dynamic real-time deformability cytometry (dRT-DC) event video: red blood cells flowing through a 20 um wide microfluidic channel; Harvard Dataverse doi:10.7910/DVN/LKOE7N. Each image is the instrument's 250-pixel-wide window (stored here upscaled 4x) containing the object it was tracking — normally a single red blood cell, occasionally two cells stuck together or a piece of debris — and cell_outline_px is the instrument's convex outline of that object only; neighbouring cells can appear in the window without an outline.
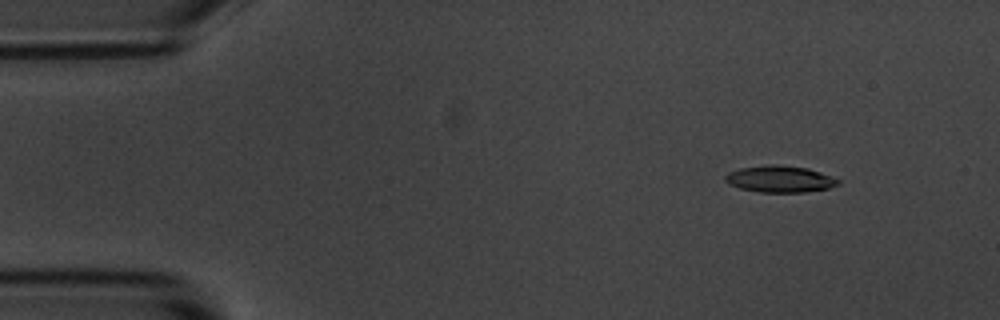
{"species": "common noctule bat (a hibernating species)", "species_latin": "Nyctalus noctula", "temperature_condition": "room temperature", "stored_images_in_passage": 7, "camera_frame_rate_fps": 3000, "um_per_image_px": 0.085, "animal": {"sex": "male", "body_mass_g": 20.1, "forearm_length_mm": 53.5}, "frame": {"image": 1, "passage_image": 2, "time_ms": 1.0, "image_size_px": [1000, 320], "cell_outline_px": [[840, 184], [828, 188], [804, 192], [760, 192], [740, 188], [728, 184], [724, 180], [724, 176], [728, 172], [740, 168], [768, 164], [776, 164], [808, 168], [820, 172], [840, 180]], "centroid_in_image_um": [66.26, 15.21], "position_along_channel_um": 18.7, "area_um2": 17.57}}
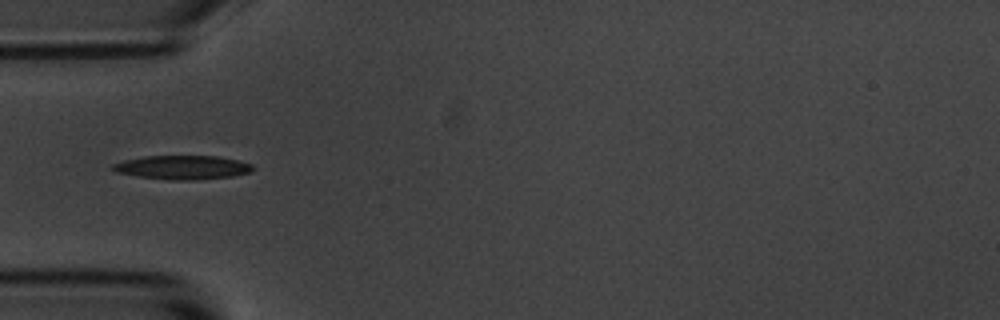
{"frame": {"image": 2, "passage_image": 5, "time_ms": 4.667, "image_size_px": [1000, 320], "cell_outline_px": [[252, 172], [232, 176], [196, 180], [168, 180], [140, 176], [116, 172], [112, 168], [112, 164], [124, 160], [144, 156], [216, 156], [240, 160], [252, 164]], "centroid_in_image_um": [15.54, 14.22], "position_along_channel_um": 69.5, "area_um2": 19.48}}
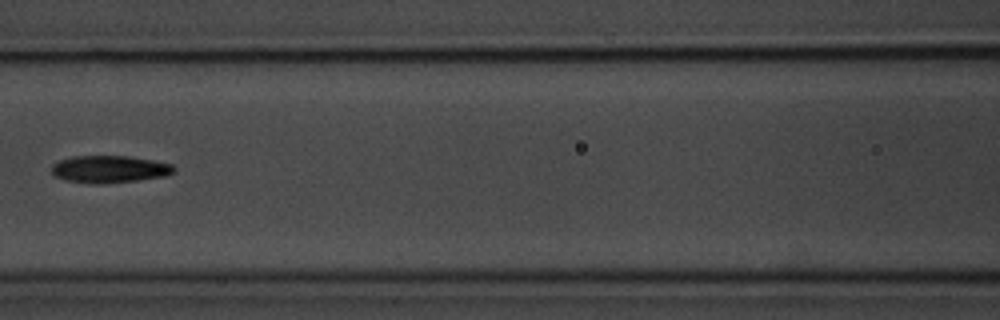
{"frame": {"image": 3, "passage_image": 7, "time_ms": 7.0, "image_size_px": [1000, 320], "cell_outline_px": [[176, 168], [172, 172], [164, 176], [136, 180], [104, 184], [92, 184], [64, 180], [56, 176], [52, 172], [52, 164], [60, 160], [72, 156], [128, 156], [152, 160], [172, 164]], "centroid_in_image_um": [9.27, 14.38], "position_along_channel_um": 157.3, "area_um2": 19.36}}